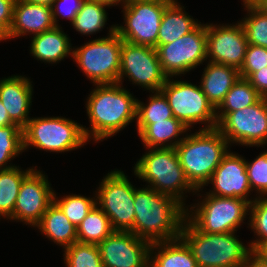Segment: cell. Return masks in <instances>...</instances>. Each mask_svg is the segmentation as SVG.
Masks as SVG:
<instances>
[{"label": "cell", "instance_id": "cell-1", "mask_svg": "<svg viewBox=\"0 0 267 267\" xmlns=\"http://www.w3.org/2000/svg\"><path fill=\"white\" fill-rule=\"evenodd\" d=\"M95 86L85 105L91 128L82 127L88 142L99 143L136 120L137 99L120 83Z\"/></svg>", "mask_w": 267, "mask_h": 267}, {"label": "cell", "instance_id": "cell-2", "mask_svg": "<svg viewBox=\"0 0 267 267\" xmlns=\"http://www.w3.org/2000/svg\"><path fill=\"white\" fill-rule=\"evenodd\" d=\"M135 219L130 231L149 243L180 238L186 208L175 198L154 189L136 188L134 192Z\"/></svg>", "mask_w": 267, "mask_h": 267}, {"label": "cell", "instance_id": "cell-3", "mask_svg": "<svg viewBox=\"0 0 267 267\" xmlns=\"http://www.w3.org/2000/svg\"><path fill=\"white\" fill-rule=\"evenodd\" d=\"M229 147V142L217 128L185 134L175 147L180 165L196 190L208 186L207 182L230 150Z\"/></svg>", "mask_w": 267, "mask_h": 267}, {"label": "cell", "instance_id": "cell-4", "mask_svg": "<svg viewBox=\"0 0 267 267\" xmlns=\"http://www.w3.org/2000/svg\"><path fill=\"white\" fill-rule=\"evenodd\" d=\"M235 233L201 232L185 218L180 238L190 248L198 267H242L252 250Z\"/></svg>", "mask_w": 267, "mask_h": 267}, {"label": "cell", "instance_id": "cell-5", "mask_svg": "<svg viewBox=\"0 0 267 267\" xmlns=\"http://www.w3.org/2000/svg\"><path fill=\"white\" fill-rule=\"evenodd\" d=\"M134 165V174L147 187L158 193L175 198L185 208V193H196V189L188 181L175 148H152ZM185 192V193H184ZM185 195V196H184Z\"/></svg>", "mask_w": 267, "mask_h": 267}, {"label": "cell", "instance_id": "cell-6", "mask_svg": "<svg viewBox=\"0 0 267 267\" xmlns=\"http://www.w3.org/2000/svg\"><path fill=\"white\" fill-rule=\"evenodd\" d=\"M200 191L198 189L195 194L203 197V200L190 205V210L186 208V219L201 232H237L246 216L250 215V203L244 199L219 197L208 193L202 196Z\"/></svg>", "mask_w": 267, "mask_h": 267}, {"label": "cell", "instance_id": "cell-7", "mask_svg": "<svg viewBox=\"0 0 267 267\" xmlns=\"http://www.w3.org/2000/svg\"><path fill=\"white\" fill-rule=\"evenodd\" d=\"M111 25L106 37L73 47L72 59L94 84L118 83L122 38Z\"/></svg>", "mask_w": 267, "mask_h": 267}, {"label": "cell", "instance_id": "cell-8", "mask_svg": "<svg viewBox=\"0 0 267 267\" xmlns=\"http://www.w3.org/2000/svg\"><path fill=\"white\" fill-rule=\"evenodd\" d=\"M87 142L82 125L61 116L32 117L23 128L24 151L33 146L46 152L62 153L76 150Z\"/></svg>", "mask_w": 267, "mask_h": 267}, {"label": "cell", "instance_id": "cell-9", "mask_svg": "<svg viewBox=\"0 0 267 267\" xmlns=\"http://www.w3.org/2000/svg\"><path fill=\"white\" fill-rule=\"evenodd\" d=\"M160 91L166 97L173 116L189 129L198 123L205 124L201 129L217 128L216 108L207 99L200 85L169 77Z\"/></svg>", "mask_w": 267, "mask_h": 267}, {"label": "cell", "instance_id": "cell-10", "mask_svg": "<svg viewBox=\"0 0 267 267\" xmlns=\"http://www.w3.org/2000/svg\"><path fill=\"white\" fill-rule=\"evenodd\" d=\"M136 187L122 170L103 177L96 192V205L109 217L114 231H131L134 227Z\"/></svg>", "mask_w": 267, "mask_h": 267}, {"label": "cell", "instance_id": "cell-11", "mask_svg": "<svg viewBox=\"0 0 267 267\" xmlns=\"http://www.w3.org/2000/svg\"><path fill=\"white\" fill-rule=\"evenodd\" d=\"M169 4L128 0L122 6L125 24H116L115 32L126 42L156 48L162 15Z\"/></svg>", "mask_w": 267, "mask_h": 267}, {"label": "cell", "instance_id": "cell-12", "mask_svg": "<svg viewBox=\"0 0 267 267\" xmlns=\"http://www.w3.org/2000/svg\"><path fill=\"white\" fill-rule=\"evenodd\" d=\"M206 24L201 23L190 33L172 43L157 45L159 61L165 75L178 77L207 61Z\"/></svg>", "mask_w": 267, "mask_h": 267}, {"label": "cell", "instance_id": "cell-13", "mask_svg": "<svg viewBox=\"0 0 267 267\" xmlns=\"http://www.w3.org/2000/svg\"><path fill=\"white\" fill-rule=\"evenodd\" d=\"M127 77L132 84L149 90L160 91L167 80L162 70L157 50L146 45L122 41L118 83Z\"/></svg>", "mask_w": 267, "mask_h": 267}, {"label": "cell", "instance_id": "cell-14", "mask_svg": "<svg viewBox=\"0 0 267 267\" xmlns=\"http://www.w3.org/2000/svg\"><path fill=\"white\" fill-rule=\"evenodd\" d=\"M217 129L231 145L263 147L267 144V98L257 103L228 113Z\"/></svg>", "mask_w": 267, "mask_h": 267}, {"label": "cell", "instance_id": "cell-15", "mask_svg": "<svg viewBox=\"0 0 267 267\" xmlns=\"http://www.w3.org/2000/svg\"><path fill=\"white\" fill-rule=\"evenodd\" d=\"M54 190L48 176L35 166L24 178L9 220L35 227L53 203Z\"/></svg>", "mask_w": 267, "mask_h": 267}, {"label": "cell", "instance_id": "cell-16", "mask_svg": "<svg viewBox=\"0 0 267 267\" xmlns=\"http://www.w3.org/2000/svg\"><path fill=\"white\" fill-rule=\"evenodd\" d=\"M206 35L209 62L233 66L238 70L242 67L248 41L240 21L235 25L206 23Z\"/></svg>", "mask_w": 267, "mask_h": 267}, {"label": "cell", "instance_id": "cell-17", "mask_svg": "<svg viewBox=\"0 0 267 267\" xmlns=\"http://www.w3.org/2000/svg\"><path fill=\"white\" fill-rule=\"evenodd\" d=\"M98 247L103 267H149L151 243L130 231H113Z\"/></svg>", "mask_w": 267, "mask_h": 267}, {"label": "cell", "instance_id": "cell-18", "mask_svg": "<svg viewBox=\"0 0 267 267\" xmlns=\"http://www.w3.org/2000/svg\"><path fill=\"white\" fill-rule=\"evenodd\" d=\"M210 183L213 189L206 192L210 195L241 198L250 204L255 200V198L249 199L252 190L246 172L245 158L239 154L228 151L207 182Z\"/></svg>", "mask_w": 267, "mask_h": 267}, {"label": "cell", "instance_id": "cell-19", "mask_svg": "<svg viewBox=\"0 0 267 267\" xmlns=\"http://www.w3.org/2000/svg\"><path fill=\"white\" fill-rule=\"evenodd\" d=\"M30 78L12 75L0 80V100L8 112L10 120L24 128L30 120L33 87Z\"/></svg>", "mask_w": 267, "mask_h": 267}, {"label": "cell", "instance_id": "cell-20", "mask_svg": "<svg viewBox=\"0 0 267 267\" xmlns=\"http://www.w3.org/2000/svg\"><path fill=\"white\" fill-rule=\"evenodd\" d=\"M55 27L50 6L16 0L6 39L36 35Z\"/></svg>", "mask_w": 267, "mask_h": 267}, {"label": "cell", "instance_id": "cell-21", "mask_svg": "<svg viewBox=\"0 0 267 267\" xmlns=\"http://www.w3.org/2000/svg\"><path fill=\"white\" fill-rule=\"evenodd\" d=\"M31 39L30 54L34 59L55 64L69 55L72 58L73 47L70 38L60 26L33 35Z\"/></svg>", "mask_w": 267, "mask_h": 267}, {"label": "cell", "instance_id": "cell-22", "mask_svg": "<svg viewBox=\"0 0 267 267\" xmlns=\"http://www.w3.org/2000/svg\"><path fill=\"white\" fill-rule=\"evenodd\" d=\"M137 133L145 148H175L183 139L179 136L191 131L180 120L172 117L152 124H136Z\"/></svg>", "mask_w": 267, "mask_h": 267}, {"label": "cell", "instance_id": "cell-23", "mask_svg": "<svg viewBox=\"0 0 267 267\" xmlns=\"http://www.w3.org/2000/svg\"><path fill=\"white\" fill-rule=\"evenodd\" d=\"M239 77L237 68L208 61L200 86L207 99L217 108Z\"/></svg>", "mask_w": 267, "mask_h": 267}, {"label": "cell", "instance_id": "cell-24", "mask_svg": "<svg viewBox=\"0 0 267 267\" xmlns=\"http://www.w3.org/2000/svg\"><path fill=\"white\" fill-rule=\"evenodd\" d=\"M149 267H198V265L187 244L181 238H177L151 244Z\"/></svg>", "mask_w": 267, "mask_h": 267}, {"label": "cell", "instance_id": "cell-25", "mask_svg": "<svg viewBox=\"0 0 267 267\" xmlns=\"http://www.w3.org/2000/svg\"><path fill=\"white\" fill-rule=\"evenodd\" d=\"M178 0L170 3L162 15L157 45L172 43L174 40L193 31L199 24L188 15Z\"/></svg>", "mask_w": 267, "mask_h": 267}, {"label": "cell", "instance_id": "cell-26", "mask_svg": "<svg viewBox=\"0 0 267 267\" xmlns=\"http://www.w3.org/2000/svg\"><path fill=\"white\" fill-rule=\"evenodd\" d=\"M48 239L63 250L77 242V228L69 221L59 207L53 202L35 226Z\"/></svg>", "mask_w": 267, "mask_h": 267}, {"label": "cell", "instance_id": "cell-27", "mask_svg": "<svg viewBox=\"0 0 267 267\" xmlns=\"http://www.w3.org/2000/svg\"><path fill=\"white\" fill-rule=\"evenodd\" d=\"M28 169V170H27ZM22 170L19 166L0 170V219H10L18 197L22 181L34 169Z\"/></svg>", "mask_w": 267, "mask_h": 267}, {"label": "cell", "instance_id": "cell-28", "mask_svg": "<svg viewBox=\"0 0 267 267\" xmlns=\"http://www.w3.org/2000/svg\"><path fill=\"white\" fill-rule=\"evenodd\" d=\"M261 98L262 96L247 79L239 77L216 108L217 124L228 113L253 105Z\"/></svg>", "mask_w": 267, "mask_h": 267}, {"label": "cell", "instance_id": "cell-29", "mask_svg": "<svg viewBox=\"0 0 267 267\" xmlns=\"http://www.w3.org/2000/svg\"><path fill=\"white\" fill-rule=\"evenodd\" d=\"M113 231L109 217L95 205L77 227V242L98 245Z\"/></svg>", "mask_w": 267, "mask_h": 267}, {"label": "cell", "instance_id": "cell-30", "mask_svg": "<svg viewBox=\"0 0 267 267\" xmlns=\"http://www.w3.org/2000/svg\"><path fill=\"white\" fill-rule=\"evenodd\" d=\"M107 4L97 0H84L81 9L72 23L73 28L82 35H93L102 31L107 23Z\"/></svg>", "mask_w": 267, "mask_h": 267}, {"label": "cell", "instance_id": "cell-31", "mask_svg": "<svg viewBox=\"0 0 267 267\" xmlns=\"http://www.w3.org/2000/svg\"><path fill=\"white\" fill-rule=\"evenodd\" d=\"M246 18L239 20L244 29L248 44L267 48V12L262 11L250 0H242Z\"/></svg>", "mask_w": 267, "mask_h": 267}, {"label": "cell", "instance_id": "cell-32", "mask_svg": "<svg viewBox=\"0 0 267 267\" xmlns=\"http://www.w3.org/2000/svg\"><path fill=\"white\" fill-rule=\"evenodd\" d=\"M152 94L147 104L137 99L136 124H152L174 117L164 94L161 91Z\"/></svg>", "mask_w": 267, "mask_h": 267}, {"label": "cell", "instance_id": "cell-33", "mask_svg": "<svg viewBox=\"0 0 267 267\" xmlns=\"http://www.w3.org/2000/svg\"><path fill=\"white\" fill-rule=\"evenodd\" d=\"M53 202L77 228L96 205V195L92 198L71 194L58 198L54 191Z\"/></svg>", "mask_w": 267, "mask_h": 267}, {"label": "cell", "instance_id": "cell-34", "mask_svg": "<svg viewBox=\"0 0 267 267\" xmlns=\"http://www.w3.org/2000/svg\"><path fill=\"white\" fill-rule=\"evenodd\" d=\"M24 152L23 129L17 124L0 127V170L14 167L9 163ZM8 164V166H7Z\"/></svg>", "mask_w": 267, "mask_h": 267}, {"label": "cell", "instance_id": "cell-35", "mask_svg": "<svg viewBox=\"0 0 267 267\" xmlns=\"http://www.w3.org/2000/svg\"><path fill=\"white\" fill-rule=\"evenodd\" d=\"M63 256L66 267H103L96 244L74 242L65 248Z\"/></svg>", "mask_w": 267, "mask_h": 267}, {"label": "cell", "instance_id": "cell-36", "mask_svg": "<svg viewBox=\"0 0 267 267\" xmlns=\"http://www.w3.org/2000/svg\"><path fill=\"white\" fill-rule=\"evenodd\" d=\"M249 226L257 237L249 245L252 251H257L267 242V196L255 197L250 204Z\"/></svg>", "mask_w": 267, "mask_h": 267}, {"label": "cell", "instance_id": "cell-37", "mask_svg": "<svg viewBox=\"0 0 267 267\" xmlns=\"http://www.w3.org/2000/svg\"><path fill=\"white\" fill-rule=\"evenodd\" d=\"M246 172L252 191L257 197L267 196V150L261 152L252 162L245 159Z\"/></svg>", "mask_w": 267, "mask_h": 267}, {"label": "cell", "instance_id": "cell-38", "mask_svg": "<svg viewBox=\"0 0 267 267\" xmlns=\"http://www.w3.org/2000/svg\"><path fill=\"white\" fill-rule=\"evenodd\" d=\"M267 66V48L248 44L242 67L239 69L241 78L247 79L253 72Z\"/></svg>", "mask_w": 267, "mask_h": 267}, {"label": "cell", "instance_id": "cell-39", "mask_svg": "<svg viewBox=\"0 0 267 267\" xmlns=\"http://www.w3.org/2000/svg\"><path fill=\"white\" fill-rule=\"evenodd\" d=\"M83 2L84 0H55L51 6L55 26H60L57 20L59 16L69 19L72 24Z\"/></svg>", "mask_w": 267, "mask_h": 267}, {"label": "cell", "instance_id": "cell-40", "mask_svg": "<svg viewBox=\"0 0 267 267\" xmlns=\"http://www.w3.org/2000/svg\"><path fill=\"white\" fill-rule=\"evenodd\" d=\"M16 0H0V29L7 34L13 20V9Z\"/></svg>", "mask_w": 267, "mask_h": 267}, {"label": "cell", "instance_id": "cell-41", "mask_svg": "<svg viewBox=\"0 0 267 267\" xmlns=\"http://www.w3.org/2000/svg\"><path fill=\"white\" fill-rule=\"evenodd\" d=\"M247 80L262 97L267 98V66L253 72Z\"/></svg>", "mask_w": 267, "mask_h": 267}, {"label": "cell", "instance_id": "cell-42", "mask_svg": "<svg viewBox=\"0 0 267 267\" xmlns=\"http://www.w3.org/2000/svg\"><path fill=\"white\" fill-rule=\"evenodd\" d=\"M242 267H267V261L256 251H252Z\"/></svg>", "mask_w": 267, "mask_h": 267}, {"label": "cell", "instance_id": "cell-43", "mask_svg": "<svg viewBox=\"0 0 267 267\" xmlns=\"http://www.w3.org/2000/svg\"><path fill=\"white\" fill-rule=\"evenodd\" d=\"M12 124L14 123L10 120L7 110L0 100V127L10 126Z\"/></svg>", "mask_w": 267, "mask_h": 267}, {"label": "cell", "instance_id": "cell-44", "mask_svg": "<svg viewBox=\"0 0 267 267\" xmlns=\"http://www.w3.org/2000/svg\"><path fill=\"white\" fill-rule=\"evenodd\" d=\"M98 2L100 3H104V4H107L108 6H117V5H120L121 3V6H124V4L128 1V0H97Z\"/></svg>", "mask_w": 267, "mask_h": 267}, {"label": "cell", "instance_id": "cell-45", "mask_svg": "<svg viewBox=\"0 0 267 267\" xmlns=\"http://www.w3.org/2000/svg\"><path fill=\"white\" fill-rule=\"evenodd\" d=\"M250 1L262 11L267 12V0H250Z\"/></svg>", "mask_w": 267, "mask_h": 267}, {"label": "cell", "instance_id": "cell-46", "mask_svg": "<svg viewBox=\"0 0 267 267\" xmlns=\"http://www.w3.org/2000/svg\"><path fill=\"white\" fill-rule=\"evenodd\" d=\"M23 1L35 3V4H39V5H47V6L51 7L55 0H23Z\"/></svg>", "mask_w": 267, "mask_h": 267}, {"label": "cell", "instance_id": "cell-47", "mask_svg": "<svg viewBox=\"0 0 267 267\" xmlns=\"http://www.w3.org/2000/svg\"><path fill=\"white\" fill-rule=\"evenodd\" d=\"M256 252L267 261V242L262 245Z\"/></svg>", "mask_w": 267, "mask_h": 267}, {"label": "cell", "instance_id": "cell-48", "mask_svg": "<svg viewBox=\"0 0 267 267\" xmlns=\"http://www.w3.org/2000/svg\"><path fill=\"white\" fill-rule=\"evenodd\" d=\"M141 1H159V2H164V3H172L176 0H141Z\"/></svg>", "mask_w": 267, "mask_h": 267}, {"label": "cell", "instance_id": "cell-49", "mask_svg": "<svg viewBox=\"0 0 267 267\" xmlns=\"http://www.w3.org/2000/svg\"><path fill=\"white\" fill-rule=\"evenodd\" d=\"M6 39V34L0 29V41H5Z\"/></svg>", "mask_w": 267, "mask_h": 267}]
</instances>
